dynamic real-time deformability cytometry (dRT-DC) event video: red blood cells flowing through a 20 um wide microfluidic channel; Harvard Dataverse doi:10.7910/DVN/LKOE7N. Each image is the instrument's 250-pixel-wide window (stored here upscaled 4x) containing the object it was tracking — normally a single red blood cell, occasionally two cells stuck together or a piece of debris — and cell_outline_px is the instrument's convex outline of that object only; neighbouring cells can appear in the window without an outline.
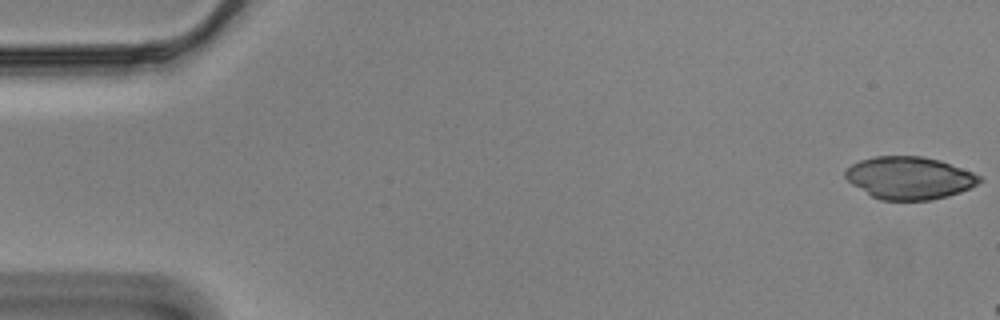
{"species": "Egyptian fruit bat (a non-hibernating species)", "species_latin": "Rousettus aegyptiacus", "temperature_condition": "cold", "stored_images_in_passage": 14, "camera_frame_rate_fps": 3000, "um_per_image_px": 0.085, "animal": {"sex": "male"}, "frame": {"image": 1, "passage_image": 1, "time_ms": 0.0, "image_size_px": [1000, 320], "cell_outline_px": [[984, 180], [960, 192], [948, 196], [932, 200], [880, 200], [872, 196], [852, 184], [844, 176], [844, 172], [852, 164], [860, 160], [876, 156], [924, 156], [940, 160], [972, 172], [980, 176]], "centroid_in_image_um": [77.3, 15.12], "position_along_channel_um": 7.7, "area_um2": 33.12}}
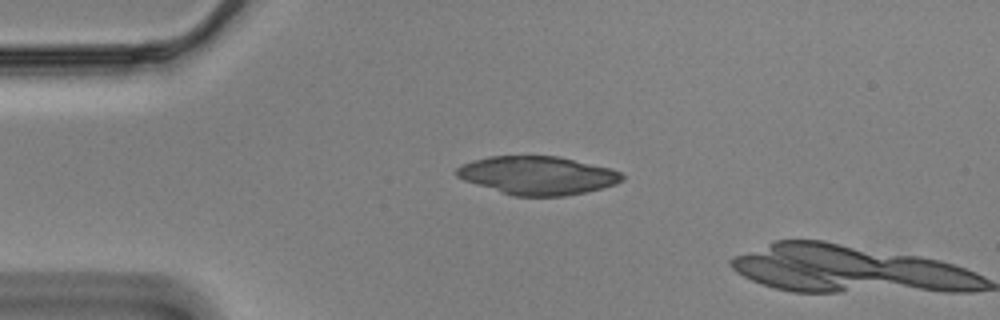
{"frame": {"image": 2, "passage_image": 13, "time_ms": 4.0, "image_size_px": [1000, 320], "cell_outline_px": [[624, 180], [616, 184], [584, 192], [564, 196], [512, 196], [464, 180], [456, 176], [456, 168], [472, 160], [488, 156], [560, 156], [612, 168], [620, 172], [624, 176]], "centroid_in_image_um": [45.71, 14.9], "position_along_channel_um": 39.3, "area_um2": 37.05}}